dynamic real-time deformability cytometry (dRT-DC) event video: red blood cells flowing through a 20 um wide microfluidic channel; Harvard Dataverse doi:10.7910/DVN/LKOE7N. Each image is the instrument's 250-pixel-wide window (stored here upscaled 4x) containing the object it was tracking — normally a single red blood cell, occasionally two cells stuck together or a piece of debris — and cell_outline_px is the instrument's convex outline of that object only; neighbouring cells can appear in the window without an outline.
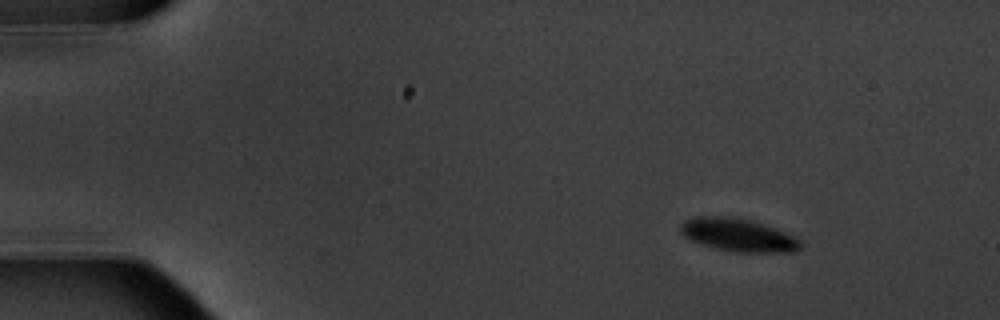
{"species": "common noctule bat (a hibernating species)", "species_latin": "Nyctalus noctula", "temperature_condition": "warm", "stored_images_in_passage": 4, "camera_frame_rate_fps": 3000, "um_per_image_px": 0.085, "animal": {"sex": "male", "body_mass_g": 20.1, "forearm_length_mm": 53.5}, "frame": {"image": 1, "passage_image": 2, "time_ms": 1.0, "image_size_px": [1000, 320], "cell_outline_px": [[804, 244], [796, 252], [732, 252], [700, 244], [688, 240], [680, 232], [680, 224], [684, 220], [696, 216], [732, 216], [752, 220], [776, 228], [796, 236]], "centroid_in_image_um": [62.75, 19.97], "position_along_channel_um": 22.2, "area_um2": 23.58}}
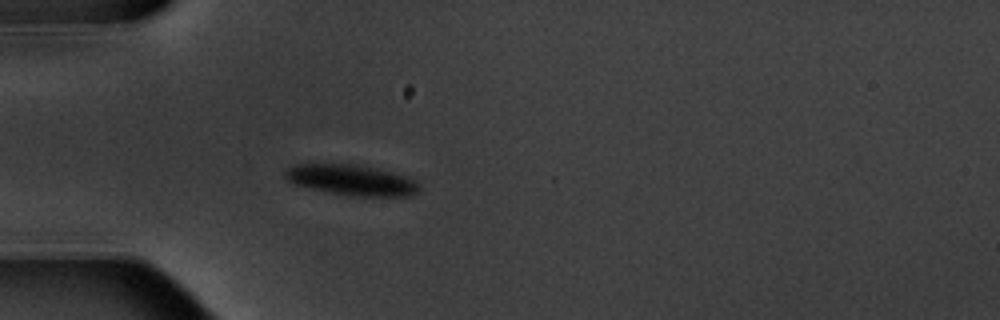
{"frame": {"image": 2, "passage_image": 4, "time_ms": 4.333, "image_size_px": [1000, 320], "cell_outline_px": [[420, 192], [408, 196], [348, 196], [312, 188], [296, 184], [288, 180], [284, 176], [284, 172], [288, 168], [296, 164], [308, 160], [356, 164], [376, 168], [408, 176], [420, 184]], "centroid_in_image_um": [29.84, 15.25], "position_along_channel_um": 55.2, "area_um2": 24.8}}